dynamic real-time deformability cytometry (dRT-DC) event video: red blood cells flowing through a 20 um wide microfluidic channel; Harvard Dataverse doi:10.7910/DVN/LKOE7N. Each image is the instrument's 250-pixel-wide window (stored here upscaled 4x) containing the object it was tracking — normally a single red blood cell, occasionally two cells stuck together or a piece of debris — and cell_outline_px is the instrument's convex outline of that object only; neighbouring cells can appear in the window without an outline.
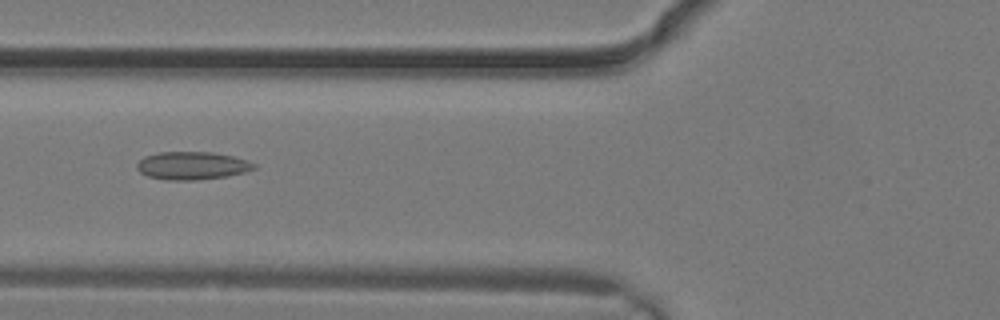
{"species": "common noctule bat (a hibernating species)", "species_latin": "Nyctalus noctula", "temperature_condition": "warm", "stored_images_in_passage": 2, "camera_frame_rate_fps": 3000, "um_per_image_px": 0.085, "animal": {"sex": "male", "body_mass_g": 19.2, "forearm_length_mm": 51.8}, "frame": {"image": 1, "passage_image": 2, "time_ms": 0.333, "image_size_px": [1000, 320], "cell_outline_px": [[256, 168], [244, 172], [228, 176], [196, 180], [168, 180], [148, 176], [140, 172], [136, 168], [136, 164], [144, 156], [160, 152], [212, 152], [232, 156], [256, 164]], "centroid_in_image_um": [16.3, 14.08], "position_along_channel_um": 109.5, "area_um2": 18.96}}